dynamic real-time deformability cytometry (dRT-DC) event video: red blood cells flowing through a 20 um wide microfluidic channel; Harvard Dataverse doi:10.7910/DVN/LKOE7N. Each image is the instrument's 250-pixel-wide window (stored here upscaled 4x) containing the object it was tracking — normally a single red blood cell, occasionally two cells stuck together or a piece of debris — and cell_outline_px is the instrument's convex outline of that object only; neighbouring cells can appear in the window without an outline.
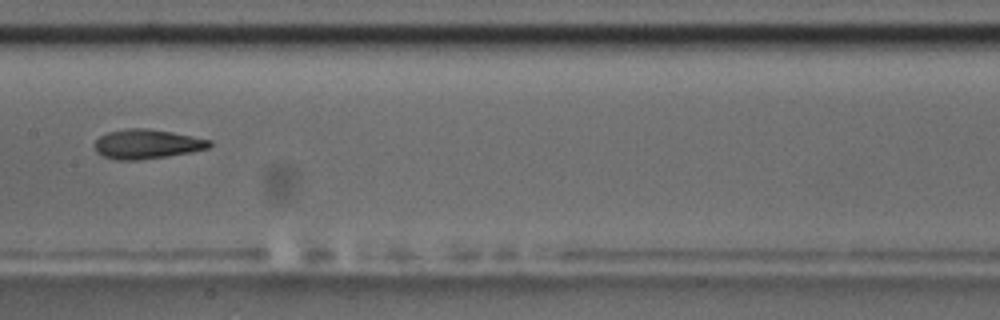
{"species": "common noctule bat (a hibernating species)", "species_latin": "Nyctalus noctula", "temperature_condition": "room temperature", "stored_images_in_passage": 10, "camera_frame_rate_fps": 3000, "um_per_image_px": 0.085, "animal": {"sex": "male", "body_mass_g": 17.5, "forearm_length_mm": 52.3}, "frame": {"image": 1, "passage_image": 9, "time_ms": 9.0, "image_size_px": [1000, 320], "cell_outline_px": [[212, 144], [208, 148], [192, 152], [136, 160], [116, 160], [104, 156], [96, 152], [92, 144], [100, 136], [108, 132], [124, 128], [148, 128], [172, 132], [212, 140]], "centroid_in_image_um": [12.46, 12.23], "position_along_channel_um": 194.9, "area_um2": 19.77}}